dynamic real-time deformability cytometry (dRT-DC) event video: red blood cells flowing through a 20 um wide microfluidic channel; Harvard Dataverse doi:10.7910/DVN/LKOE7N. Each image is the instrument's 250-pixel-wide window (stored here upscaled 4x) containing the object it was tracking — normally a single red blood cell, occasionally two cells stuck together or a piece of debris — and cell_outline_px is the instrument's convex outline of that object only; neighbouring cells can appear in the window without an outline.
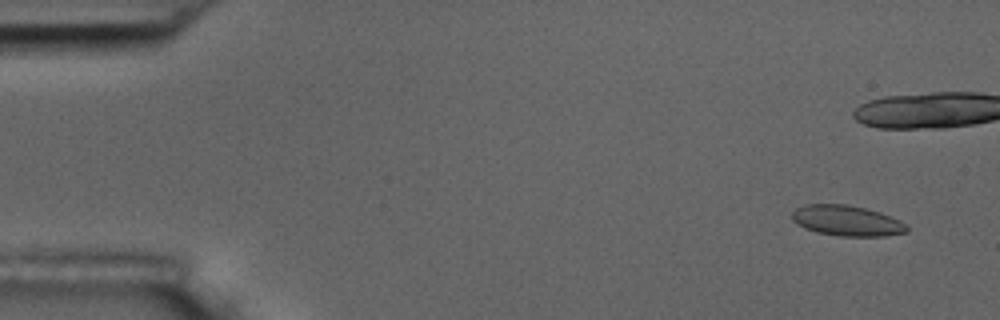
{"species": "common noctule bat (a hibernating species)", "species_latin": "Nyctalus noctula", "temperature_condition": "room temperature", "stored_images_in_passage": 9, "camera_frame_rate_fps": 3000, "um_per_image_px": 0.085, "animal": {"sex": "male", "body_mass_g": 17.5, "forearm_length_mm": 52.3}, "frame": {"image": 1, "passage_image": 1, "time_ms": 0.0, "image_size_px": [1000, 320], "cell_outline_px": [[908, 232], [884, 236], [840, 236], [816, 232], [804, 228], [796, 224], [792, 220], [792, 212], [796, 208], [804, 204], [848, 204], [880, 212], [900, 220], [908, 224]], "centroid_in_image_um": [71.98, 18.76], "position_along_channel_um": 13.0, "area_um2": 20.63}}
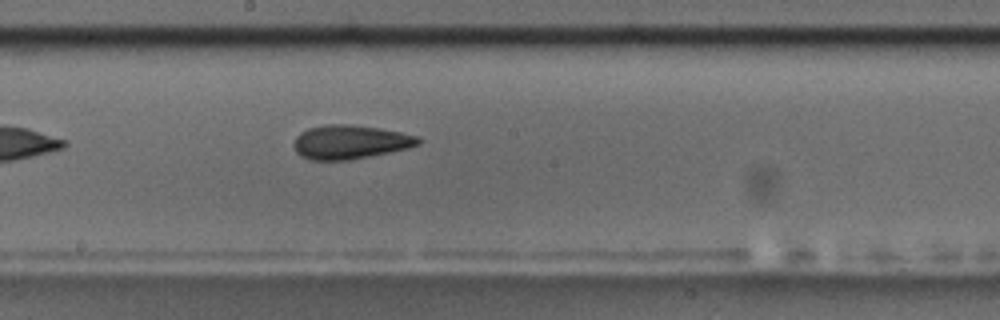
{"frame": {"image": 2, "passage_image": 9, "time_ms": 10.333, "image_size_px": [1000, 320], "cell_outline_px": [[420, 144], [408, 148], [348, 160], [308, 160], [300, 156], [296, 152], [292, 144], [296, 136], [300, 132], [308, 128], [328, 124], [352, 124], [400, 132], [416, 136], [420, 140]], "centroid_in_image_um": [29.69, 12.07], "position_along_channel_um": 218.5, "area_um2": 24.51}}